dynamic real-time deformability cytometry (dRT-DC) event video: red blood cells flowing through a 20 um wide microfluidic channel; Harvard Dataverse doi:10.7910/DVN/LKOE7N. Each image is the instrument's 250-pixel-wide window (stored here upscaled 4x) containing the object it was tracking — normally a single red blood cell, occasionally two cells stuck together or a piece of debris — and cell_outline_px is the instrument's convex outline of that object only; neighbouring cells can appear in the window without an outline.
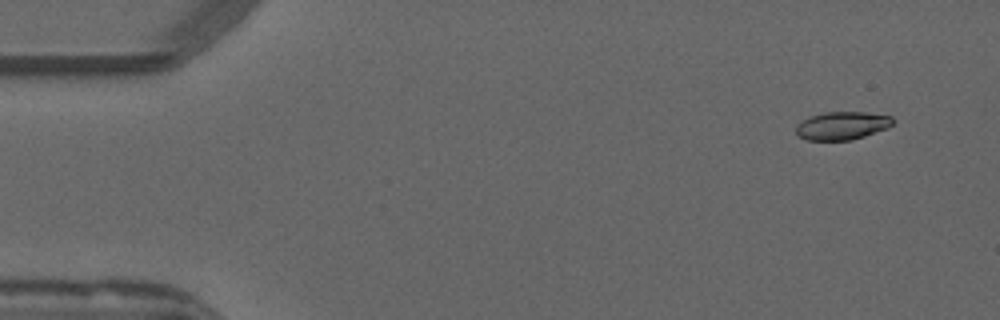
{"species": "common noctule bat (a hibernating species)", "species_latin": "Nyctalus noctula", "temperature_condition": "warm", "stored_images_in_passage": 54, "camera_frame_rate_fps": 3000, "um_per_image_px": 0.085, "animal": {"sex": "male", "forearm_length_mm": 52.5}, "frame": {"image": 1, "passage_image": 4, "time_ms": 1.0, "image_size_px": [1000, 320], "cell_outline_px": [[892, 124], [888, 128], [852, 140], [804, 140], [796, 136], [796, 124], [812, 116], [824, 112], [864, 112], [892, 116]], "centroid_in_image_um": [71.55, 10.69], "position_along_channel_um": 13.5, "area_um2": 15.84}}
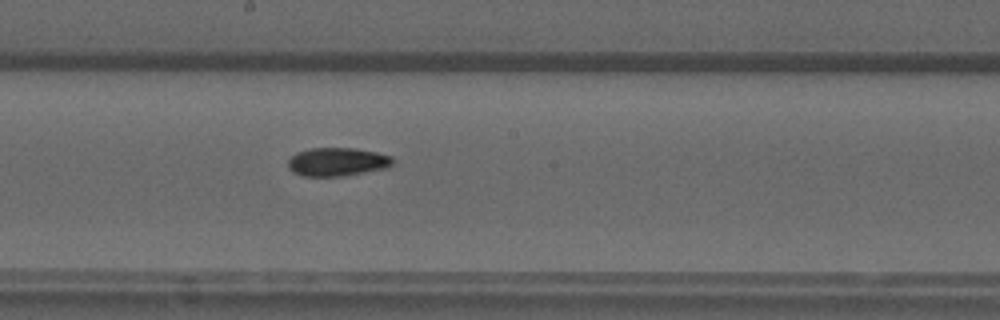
{"frame": {"image": 2, "passage_image": 29, "time_ms": 9.333, "image_size_px": [1000, 320], "cell_outline_px": [[396, 160], [388, 168], [344, 176], [304, 176], [292, 172], [288, 168], [288, 160], [296, 152], [312, 148], [356, 148], [376, 152], [392, 156]], "centroid_in_image_um": [28.69, 13.76], "position_along_channel_um": 219.5, "area_um2": 17.57}}
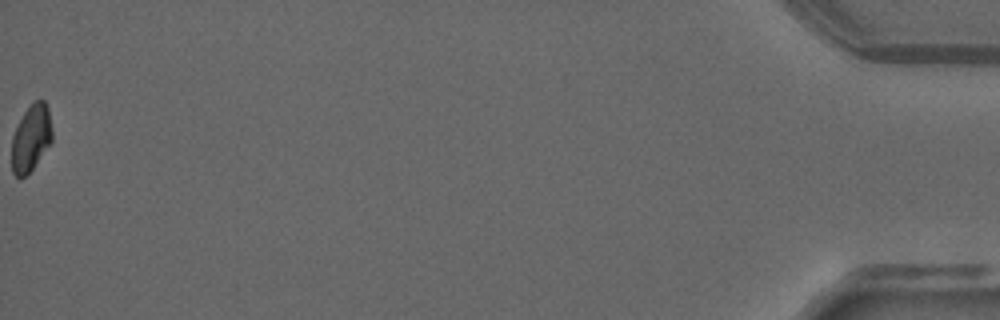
{"frame": {"image": 3, "passage_image": 54, "time_ms": 17.667, "image_size_px": [1000, 320], "cell_outline_px": [[52, 140], [32, 168], [24, 176], [16, 176], [12, 172], [12, 136], [24, 112], [36, 100], [44, 100], [48, 108], [52, 132]], "centroid_in_image_um": [2.63, 11.72], "position_along_channel_um": 432.6, "area_um2": 15.2}, "authors_computed_cell_mechanics": {"area_um2": 16.7042, "velocity_mm_per_s": 3.842, "shape_relaxation_time_tau1_ms": null, "shape_relaxation_time_tau2_ms": 6.0344, "deformation_change_tau1": null, "deformation_change_tau2": 0.1074}}